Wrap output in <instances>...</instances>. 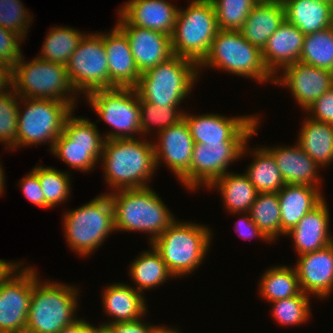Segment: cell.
<instances>
[{
  "label": "cell",
  "mask_w": 333,
  "mask_h": 333,
  "mask_svg": "<svg viewBox=\"0 0 333 333\" xmlns=\"http://www.w3.org/2000/svg\"><path fill=\"white\" fill-rule=\"evenodd\" d=\"M152 141L139 137L105 139L100 164L110 192L150 186L157 171Z\"/></svg>",
  "instance_id": "1"
},
{
  "label": "cell",
  "mask_w": 333,
  "mask_h": 333,
  "mask_svg": "<svg viewBox=\"0 0 333 333\" xmlns=\"http://www.w3.org/2000/svg\"><path fill=\"white\" fill-rule=\"evenodd\" d=\"M121 189L108 192L114 210L115 231L144 232L149 245L177 218L155 189Z\"/></svg>",
  "instance_id": "2"
},
{
  "label": "cell",
  "mask_w": 333,
  "mask_h": 333,
  "mask_svg": "<svg viewBox=\"0 0 333 333\" xmlns=\"http://www.w3.org/2000/svg\"><path fill=\"white\" fill-rule=\"evenodd\" d=\"M38 274L35 268L25 333H58L80 318L77 311L81 291L76 285L43 281Z\"/></svg>",
  "instance_id": "3"
},
{
  "label": "cell",
  "mask_w": 333,
  "mask_h": 333,
  "mask_svg": "<svg viewBox=\"0 0 333 333\" xmlns=\"http://www.w3.org/2000/svg\"><path fill=\"white\" fill-rule=\"evenodd\" d=\"M212 228L201 223L177 219L151 245L175 278L196 271L208 255L214 239Z\"/></svg>",
  "instance_id": "4"
},
{
  "label": "cell",
  "mask_w": 333,
  "mask_h": 333,
  "mask_svg": "<svg viewBox=\"0 0 333 333\" xmlns=\"http://www.w3.org/2000/svg\"><path fill=\"white\" fill-rule=\"evenodd\" d=\"M62 229L68 248L79 256L89 257L115 231L114 210L107 193L99 194L89 202L64 211Z\"/></svg>",
  "instance_id": "5"
},
{
  "label": "cell",
  "mask_w": 333,
  "mask_h": 333,
  "mask_svg": "<svg viewBox=\"0 0 333 333\" xmlns=\"http://www.w3.org/2000/svg\"><path fill=\"white\" fill-rule=\"evenodd\" d=\"M210 68L251 78L259 84L274 83V76L264 64L262 50L249 43L240 31L218 30L207 56L198 65L199 77L200 72Z\"/></svg>",
  "instance_id": "6"
},
{
  "label": "cell",
  "mask_w": 333,
  "mask_h": 333,
  "mask_svg": "<svg viewBox=\"0 0 333 333\" xmlns=\"http://www.w3.org/2000/svg\"><path fill=\"white\" fill-rule=\"evenodd\" d=\"M199 78L198 65L194 61L173 55L141 73L135 90L143 101L163 107H181Z\"/></svg>",
  "instance_id": "7"
},
{
  "label": "cell",
  "mask_w": 333,
  "mask_h": 333,
  "mask_svg": "<svg viewBox=\"0 0 333 333\" xmlns=\"http://www.w3.org/2000/svg\"><path fill=\"white\" fill-rule=\"evenodd\" d=\"M18 59L12 67L13 90L19 97L53 99L77 108L78 94L72 87L65 65L34 57Z\"/></svg>",
  "instance_id": "8"
},
{
  "label": "cell",
  "mask_w": 333,
  "mask_h": 333,
  "mask_svg": "<svg viewBox=\"0 0 333 333\" xmlns=\"http://www.w3.org/2000/svg\"><path fill=\"white\" fill-rule=\"evenodd\" d=\"M180 7L171 36L172 52L199 65L207 56L219 28L211 0H189Z\"/></svg>",
  "instance_id": "9"
},
{
  "label": "cell",
  "mask_w": 333,
  "mask_h": 333,
  "mask_svg": "<svg viewBox=\"0 0 333 333\" xmlns=\"http://www.w3.org/2000/svg\"><path fill=\"white\" fill-rule=\"evenodd\" d=\"M74 109L70 103L63 101L20 97L17 150L47 143L50 151L54 141L63 133L66 119Z\"/></svg>",
  "instance_id": "10"
},
{
  "label": "cell",
  "mask_w": 333,
  "mask_h": 333,
  "mask_svg": "<svg viewBox=\"0 0 333 333\" xmlns=\"http://www.w3.org/2000/svg\"><path fill=\"white\" fill-rule=\"evenodd\" d=\"M93 112L111 131L104 132L105 139L141 137V110L135 88H110L91 92L84 97ZM114 130V131H113Z\"/></svg>",
  "instance_id": "11"
},
{
  "label": "cell",
  "mask_w": 333,
  "mask_h": 333,
  "mask_svg": "<svg viewBox=\"0 0 333 333\" xmlns=\"http://www.w3.org/2000/svg\"><path fill=\"white\" fill-rule=\"evenodd\" d=\"M66 119L63 133L50 150L70 169L91 172L100 163L105 138L89 118L74 115Z\"/></svg>",
  "instance_id": "12"
},
{
  "label": "cell",
  "mask_w": 333,
  "mask_h": 333,
  "mask_svg": "<svg viewBox=\"0 0 333 333\" xmlns=\"http://www.w3.org/2000/svg\"><path fill=\"white\" fill-rule=\"evenodd\" d=\"M66 68L71 85L79 97L97 90L110 89L104 32H86Z\"/></svg>",
  "instance_id": "13"
},
{
  "label": "cell",
  "mask_w": 333,
  "mask_h": 333,
  "mask_svg": "<svg viewBox=\"0 0 333 333\" xmlns=\"http://www.w3.org/2000/svg\"><path fill=\"white\" fill-rule=\"evenodd\" d=\"M185 119L195 144L246 143L254 138L261 122L259 114L237 117L218 113L191 114L185 111Z\"/></svg>",
  "instance_id": "14"
},
{
  "label": "cell",
  "mask_w": 333,
  "mask_h": 333,
  "mask_svg": "<svg viewBox=\"0 0 333 333\" xmlns=\"http://www.w3.org/2000/svg\"><path fill=\"white\" fill-rule=\"evenodd\" d=\"M246 143L194 144L189 171L179 180L185 190L209 188L217 179L229 172V166L240 161Z\"/></svg>",
  "instance_id": "15"
},
{
  "label": "cell",
  "mask_w": 333,
  "mask_h": 333,
  "mask_svg": "<svg viewBox=\"0 0 333 333\" xmlns=\"http://www.w3.org/2000/svg\"><path fill=\"white\" fill-rule=\"evenodd\" d=\"M35 266L24 265L0 286V333H25Z\"/></svg>",
  "instance_id": "16"
},
{
  "label": "cell",
  "mask_w": 333,
  "mask_h": 333,
  "mask_svg": "<svg viewBox=\"0 0 333 333\" xmlns=\"http://www.w3.org/2000/svg\"><path fill=\"white\" fill-rule=\"evenodd\" d=\"M273 84L289 89L294 101L305 112L333 87V71L297 61L275 75Z\"/></svg>",
  "instance_id": "17"
},
{
  "label": "cell",
  "mask_w": 333,
  "mask_h": 333,
  "mask_svg": "<svg viewBox=\"0 0 333 333\" xmlns=\"http://www.w3.org/2000/svg\"><path fill=\"white\" fill-rule=\"evenodd\" d=\"M153 141L156 169L165 163L179 181L190 169L195 144L185 119L160 131Z\"/></svg>",
  "instance_id": "18"
},
{
  "label": "cell",
  "mask_w": 333,
  "mask_h": 333,
  "mask_svg": "<svg viewBox=\"0 0 333 333\" xmlns=\"http://www.w3.org/2000/svg\"><path fill=\"white\" fill-rule=\"evenodd\" d=\"M115 24L126 36L140 73L166 62L174 54L171 37L164 33L130 25L118 12Z\"/></svg>",
  "instance_id": "19"
},
{
  "label": "cell",
  "mask_w": 333,
  "mask_h": 333,
  "mask_svg": "<svg viewBox=\"0 0 333 333\" xmlns=\"http://www.w3.org/2000/svg\"><path fill=\"white\" fill-rule=\"evenodd\" d=\"M293 265L303 293L326 300L333 292V243L299 255Z\"/></svg>",
  "instance_id": "20"
},
{
  "label": "cell",
  "mask_w": 333,
  "mask_h": 333,
  "mask_svg": "<svg viewBox=\"0 0 333 333\" xmlns=\"http://www.w3.org/2000/svg\"><path fill=\"white\" fill-rule=\"evenodd\" d=\"M117 10L133 26L172 36L179 7L169 0H128Z\"/></svg>",
  "instance_id": "21"
},
{
  "label": "cell",
  "mask_w": 333,
  "mask_h": 333,
  "mask_svg": "<svg viewBox=\"0 0 333 333\" xmlns=\"http://www.w3.org/2000/svg\"><path fill=\"white\" fill-rule=\"evenodd\" d=\"M110 88H135L141 76L134 61L127 36L115 25L104 32Z\"/></svg>",
  "instance_id": "22"
},
{
  "label": "cell",
  "mask_w": 333,
  "mask_h": 333,
  "mask_svg": "<svg viewBox=\"0 0 333 333\" xmlns=\"http://www.w3.org/2000/svg\"><path fill=\"white\" fill-rule=\"evenodd\" d=\"M296 144V145H295ZM294 146H267L286 184L307 185L321 188V167L297 144ZM319 169V170H318Z\"/></svg>",
  "instance_id": "23"
},
{
  "label": "cell",
  "mask_w": 333,
  "mask_h": 333,
  "mask_svg": "<svg viewBox=\"0 0 333 333\" xmlns=\"http://www.w3.org/2000/svg\"><path fill=\"white\" fill-rule=\"evenodd\" d=\"M327 199L308 212L286 236L293 238L296 255L314 252L333 243L329 230L330 214Z\"/></svg>",
  "instance_id": "24"
},
{
  "label": "cell",
  "mask_w": 333,
  "mask_h": 333,
  "mask_svg": "<svg viewBox=\"0 0 333 333\" xmlns=\"http://www.w3.org/2000/svg\"><path fill=\"white\" fill-rule=\"evenodd\" d=\"M101 302L103 312L111 318L100 325L106 326L116 322H126L147 317V299L132 287V284L113 282L103 288Z\"/></svg>",
  "instance_id": "25"
},
{
  "label": "cell",
  "mask_w": 333,
  "mask_h": 333,
  "mask_svg": "<svg viewBox=\"0 0 333 333\" xmlns=\"http://www.w3.org/2000/svg\"><path fill=\"white\" fill-rule=\"evenodd\" d=\"M304 34L286 19L269 37L262 49V57L268 71L277 75L284 67L300 59Z\"/></svg>",
  "instance_id": "26"
},
{
  "label": "cell",
  "mask_w": 333,
  "mask_h": 333,
  "mask_svg": "<svg viewBox=\"0 0 333 333\" xmlns=\"http://www.w3.org/2000/svg\"><path fill=\"white\" fill-rule=\"evenodd\" d=\"M321 188L307 185L285 184L277 193L281 211V236L295 227L298 222L324 199Z\"/></svg>",
  "instance_id": "27"
},
{
  "label": "cell",
  "mask_w": 333,
  "mask_h": 333,
  "mask_svg": "<svg viewBox=\"0 0 333 333\" xmlns=\"http://www.w3.org/2000/svg\"><path fill=\"white\" fill-rule=\"evenodd\" d=\"M284 20L282 0H260L250 11L240 32L249 43L262 50Z\"/></svg>",
  "instance_id": "28"
},
{
  "label": "cell",
  "mask_w": 333,
  "mask_h": 333,
  "mask_svg": "<svg viewBox=\"0 0 333 333\" xmlns=\"http://www.w3.org/2000/svg\"><path fill=\"white\" fill-rule=\"evenodd\" d=\"M248 140L243 147L241 158L252 155L253 161L246 166L244 173L249 181L254 185L258 193H278L286 184L281 172L278 169L276 161L265 146H256L248 148Z\"/></svg>",
  "instance_id": "29"
},
{
  "label": "cell",
  "mask_w": 333,
  "mask_h": 333,
  "mask_svg": "<svg viewBox=\"0 0 333 333\" xmlns=\"http://www.w3.org/2000/svg\"><path fill=\"white\" fill-rule=\"evenodd\" d=\"M296 143L321 168L333 164V125L304 117Z\"/></svg>",
  "instance_id": "30"
},
{
  "label": "cell",
  "mask_w": 333,
  "mask_h": 333,
  "mask_svg": "<svg viewBox=\"0 0 333 333\" xmlns=\"http://www.w3.org/2000/svg\"><path fill=\"white\" fill-rule=\"evenodd\" d=\"M285 19L304 35L331 27L332 3L313 0H282Z\"/></svg>",
  "instance_id": "31"
},
{
  "label": "cell",
  "mask_w": 333,
  "mask_h": 333,
  "mask_svg": "<svg viewBox=\"0 0 333 333\" xmlns=\"http://www.w3.org/2000/svg\"><path fill=\"white\" fill-rule=\"evenodd\" d=\"M208 190L217 189L227 213H248L258 191L245 173H225Z\"/></svg>",
  "instance_id": "32"
},
{
  "label": "cell",
  "mask_w": 333,
  "mask_h": 333,
  "mask_svg": "<svg viewBox=\"0 0 333 333\" xmlns=\"http://www.w3.org/2000/svg\"><path fill=\"white\" fill-rule=\"evenodd\" d=\"M149 247V250H142L128 267L130 279L135 284L132 287L141 294H144L145 290L160 287L171 277L174 278L159 253L151 244Z\"/></svg>",
  "instance_id": "33"
},
{
  "label": "cell",
  "mask_w": 333,
  "mask_h": 333,
  "mask_svg": "<svg viewBox=\"0 0 333 333\" xmlns=\"http://www.w3.org/2000/svg\"><path fill=\"white\" fill-rule=\"evenodd\" d=\"M289 266L273 265L263 272L257 287L263 300L271 303L301 292L296 269Z\"/></svg>",
  "instance_id": "34"
},
{
  "label": "cell",
  "mask_w": 333,
  "mask_h": 333,
  "mask_svg": "<svg viewBox=\"0 0 333 333\" xmlns=\"http://www.w3.org/2000/svg\"><path fill=\"white\" fill-rule=\"evenodd\" d=\"M84 35L85 33L70 26L50 27L37 57L66 66Z\"/></svg>",
  "instance_id": "35"
},
{
  "label": "cell",
  "mask_w": 333,
  "mask_h": 333,
  "mask_svg": "<svg viewBox=\"0 0 333 333\" xmlns=\"http://www.w3.org/2000/svg\"><path fill=\"white\" fill-rule=\"evenodd\" d=\"M248 213L272 243L280 238L281 211L277 193H258Z\"/></svg>",
  "instance_id": "36"
},
{
  "label": "cell",
  "mask_w": 333,
  "mask_h": 333,
  "mask_svg": "<svg viewBox=\"0 0 333 333\" xmlns=\"http://www.w3.org/2000/svg\"><path fill=\"white\" fill-rule=\"evenodd\" d=\"M32 171L38 176L46 209L57 207L70 198L72 192L70 171L64 172L56 167L41 164L32 168Z\"/></svg>",
  "instance_id": "37"
},
{
  "label": "cell",
  "mask_w": 333,
  "mask_h": 333,
  "mask_svg": "<svg viewBox=\"0 0 333 333\" xmlns=\"http://www.w3.org/2000/svg\"><path fill=\"white\" fill-rule=\"evenodd\" d=\"M299 62L333 71V29L304 36Z\"/></svg>",
  "instance_id": "38"
},
{
  "label": "cell",
  "mask_w": 333,
  "mask_h": 333,
  "mask_svg": "<svg viewBox=\"0 0 333 333\" xmlns=\"http://www.w3.org/2000/svg\"><path fill=\"white\" fill-rule=\"evenodd\" d=\"M139 106L141 110V137L147 138L146 136L151 133L156 135L178 123L183 119L185 110H180L179 106H159L157 104L143 101L139 98ZM152 131V132H151ZM154 131V132H153ZM148 134V135H147Z\"/></svg>",
  "instance_id": "39"
},
{
  "label": "cell",
  "mask_w": 333,
  "mask_h": 333,
  "mask_svg": "<svg viewBox=\"0 0 333 333\" xmlns=\"http://www.w3.org/2000/svg\"><path fill=\"white\" fill-rule=\"evenodd\" d=\"M309 294L302 291L296 295L275 302H271V317L280 326H299L310 321L311 303Z\"/></svg>",
  "instance_id": "40"
},
{
  "label": "cell",
  "mask_w": 333,
  "mask_h": 333,
  "mask_svg": "<svg viewBox=\"0 0 333 333\" xmlns=\"http://www.w3.org/2000/svg\"><path fill=\"white\" fill-rule=\"evenodd\" d=\"M220 30L240 31L252 8L260 0H211Z\"/></svg>",
  "instance_id": "41"
},
{
  "label": "cell",
  "mask_w": 333,
  "mask_h": 333,
  "mask_svg": "<svg viewBox=\"0 0 333 333\" xmlns=\"http://www.w3.org/2000/svg\"><path fill=\"white\" fill-rule=\"evenodd\" d=\"M19 103L20 97L13 89L0 96V143L8 152L17 149Z\"/></svg>",
  "instance_id": "42"
},
{
  "label": "cell",
  "mask_w": 333,
  "mask_h": 333,
  "mask_svg": "<svg viewBox=\"0 0 333 333\" xmlns=\"http://www.w3.org/2000/svg\"><path fill=\"white\" fill-rule=\"evenodd\" d=\"M33 14L20 0H0V26L19 34L24 40L28 37Z\"/></svg>",
  "instance_id": "43"
},
{
  "label": "cell",
  "mask_w": 333,
  "mask_h": 333,
  "mask_svg": "<svg viewBox=\"0 0 333 333\" xmlns=\"http://www.w3.org/2000/svg\"><path fill=\"white\" fill-rule=\"evenodd\" d=\"M25 40L16 32L0 26V64L12 68L23 55L21 43Z\"/></svg>",
  "instance_id": "44"
},
{
  "label": "cell",
  "mask_w": 333,
  "mask_h": 333,
  "mask_svg": "<svg viewBox=\"0 0 333 333\" xmlns=\"http://www.w3.org/2000/svg\"><path fill=\"white\" fill-rule=\"evenodd\" d=\"M305 114L316 121L333 125V87L322 94Z\"/></svg>",
  "instance_id": "45"
},
{
  "label": "cell",
  "mask_w": 333,
  "mask_h": 333,
  "mask_svg": "<svg viewBox=\"0 0 333 333\" xmlns=\"http://www.w3.org/2000/svg\"><path fill=\"white\" fill-rule=\"evenodd\" d=\"M18 182V188L21 189V193L24 194V197H26L31 204L45 209L44 193L40 186L38 176L30 170V172Z\"/></svg>",
  "instance_id": "46"
},
{
  "label": "cell",
  "mask_w": 333,
  "mask_h": 333,
  "mask_svg": "<svg viewBox=\"0 0 333 333\" xmlns=\"http://www.w3.org/2000/svg\"><path fill=\"white\" fill-rule=\"evenodd\" d=\"M233 215H239L235 223V231L238 233L239 237L243 239H259L262 242L272 243L265 234L257 227L254 221L250 218L249 213H231ZM241 214V215H240ZM243 215V216H242Z\"/></svg>",
  "instance_id": "47"
},
{
  "label": "cell",
  "mask_w": 333,
  "mask_h": 333,
  "mask_svg": "<svg viewBox=\"0 0 333 333\" xmlns=\"http://www.w3.org/2000/svg\"><path fill=\"white\" fill-rule=\"evenodd\" d=\"M144 317L134 321L116 322L106 327L112 333H151L155 325L147 323ZM145 321V322H144Z\"/></svg>",
  "instance_id": "48"
},
{
  "label": "cell",
  "mask_w": 333,
  "mask_h": 333,
  "mask_svg": "<svg viewBox=\"0 0 333 333\" xmlns=\"http://www.w3.org/2000/svg\"><path fill=\"white\" fill-rule=\"evenodd\" d=\"M58 333H97V326L80 317L74 323L63 327Z\"/></svg>",
  "instance_id": "49"
},
{
  "label": "cell",
  "mask_w": 333,
  "mask_h": 333,
  "mask_svg": "<svg viewBox=\"0 0 333 333\" xmlns=\"http://www.w3.org/2000/svg\"><path fill=\"white\" fill-rule=\"evenodd\" d=\"M23 264L25 263L21 261L15 262L0 259V286L3 285L12 275H14L23 266Z\"/></svg>",
  "instance_id": "50"
},
{
  "label": "cell",
  "mask_w": 333,
  "mask_h": 333,
  "mask_svg": "<svg viewBox=\"0 0 333 333\" xmlns=\"http://www.w3.org/2000/svg\"><path fill=\"white\" fill-rule=\"evenodd\" d=\"M13 89L12 68L0 64V96Z\"/></svg>",
  "instance_id": "51"
},
{
  "label": "cell",
  "mask_w": 333,
  "mask_h": 333,
  "mask_svg": "<svg viewBox=\"0 0 333 333\" xmlns=\"http://www.w3.org/2000/svg\"><path fill=\"white\" fill-rule=\"evenodd\" d=\"M151 333H182V331L176 327H171V325L168 327L158 324L153 327Z\"/></svg>",
  "instance_id": "52"
},
{
  "label": "cell",
  "mask_w": 333,
  "mask_h": 333,
  "mask_svg": "<svg viewBox=\"0 0 333 333\" xmlns=\"http://www.w3.org/2000/svg\"><path fill=\"white\" fill-rule=\"evenodd\" d=\"M2 164L0 162V196L5 194V182H6V177H5V173L3 171V168H2Z\"/></svg>",
  "instance_id": "53"
},
{
  "label": "cell",
  "mask_w": 333,
  "mask_h": 333,
  "mask_svg": "<svg viewBox=\"0 0 333 333\" xmlns=\"http://www.w3.org/2000/svg\"><path fill=\"white\" fill-rule=\"evenodd\" d=\"M97 333H112L106 326L97 325Z\"/></svg>",
  "instance_id": "54"
},
{
  "label": "cell",
  "mask_w": 333,
  "mask_h": 333,
  "mask_svg": "<svg viewBox=\"0 0 333 333\" xmlns=\"http://www.w3.org/2000/svg\"><path fill=\"white\" fill-rule=\"evenodd\" d=\"M331 27L333 29V4L331 6Z\"/></svg>",
  "instance_id": "55"
},
{
  "label": "cell",
  "mask_w": 333,
  "mask_h": 333,
  "mask_svg": "<svg viewBox=\"0 0 333 333\" xmlns=\"http://www.w3.org/2000/svg\"><path fill=\"white\" fill-rule=\"evenodd\" d=\"M313 1L328 2L333 4V0H313Z\"/></svg>",
  "instance_id": "56"
}]
</instances>
